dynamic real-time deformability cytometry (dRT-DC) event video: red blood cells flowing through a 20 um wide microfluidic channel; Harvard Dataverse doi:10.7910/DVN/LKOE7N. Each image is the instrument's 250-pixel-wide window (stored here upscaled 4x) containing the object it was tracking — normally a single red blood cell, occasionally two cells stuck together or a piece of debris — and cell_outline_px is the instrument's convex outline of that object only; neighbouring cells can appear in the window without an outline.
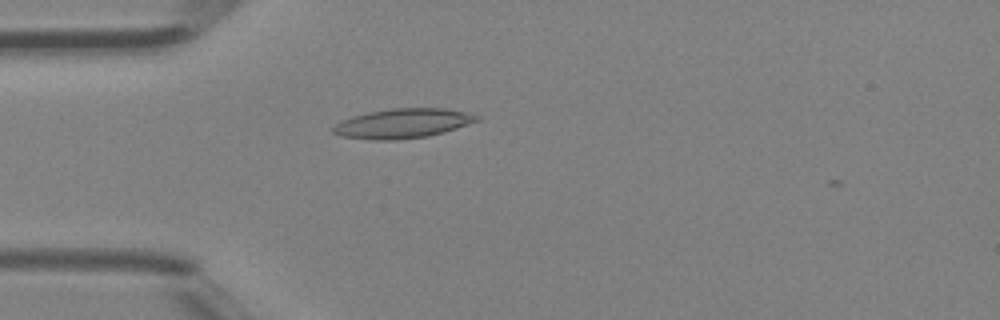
{"species": "Egyptian fruit bat (a non-hibernating species)", "species_latin": "Rousettus aegyptiacus", "temperature_condition": "room temperature", "stored_images_in_passage": 3, "camera_frame_rate_fps": 3000, "um_per_image_px": 0.085, "animal": {"sex": "female"}, "frame": {"image": 1, "passage_image": 3, "time_ms": 0.667, "image_size_px": [1000, 320], "cell_outline_px": [[480, 120], [444, 132], [428, 136], [396, 140], [372, 140], [340, 136], [332, 132], [328, 128], [340, 120], [352, 116], [368, 112], [392, 108], [444, 108], [476, 112], [480, 116]], "centroid_in_image_um": [34.23, 10.48], "position_along_channel_um": 50.8, "area_um2": 25.32}}